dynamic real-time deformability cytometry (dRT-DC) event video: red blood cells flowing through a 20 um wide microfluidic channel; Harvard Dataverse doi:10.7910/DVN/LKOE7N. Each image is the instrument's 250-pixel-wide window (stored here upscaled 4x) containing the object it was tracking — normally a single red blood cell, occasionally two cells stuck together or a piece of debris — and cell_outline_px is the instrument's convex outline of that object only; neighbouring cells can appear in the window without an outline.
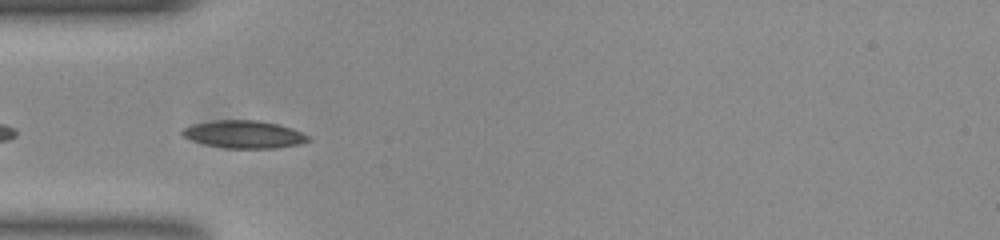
{"species": "common noctule bat (a hibernating species)", "species_latin": "Nyctalus noctula", "temperature_condition": "room temperature", "stored_images_in_passage": 41, "camera_frame_rate_fps": 3000, "um_per_image_px": 0.085, "animal": {"sex": "female", "body_mass_g": 23.0, "forearm_length_mm": 53.4}, "frame": {"image": 1, "passage_image": 4, "time_ms": 1.0, "image_size_px": [1000, 240], "cell_outline_px": [[312, 140], [300, 144], [276, 148], [224, 148], [192, 140], [184, 136], [180, 132], [184, 128], [192, 124], [216, 120], [256, 120], [276, 124], [292, 128], [308, 136]], "centroid_in_image_um": [20.76, 11.42], "position_along_channel_um": 64.2, "area_um2": 20.06}}
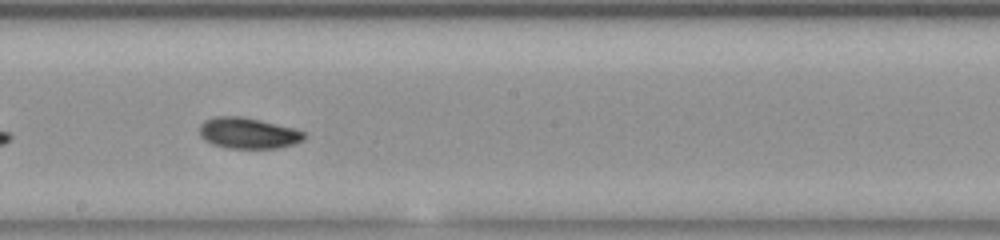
{"frame": {"image": 2, "passage_image": 17, "time_ms": 5.333, "image_size_px": [1000, 240], "cell_outline_px": [[308, 136], [304, 140], [292, 144], [276, 148], [228, 148], [212, 144], [204, 140], [200, 136], [200, 124], [204, 120], [216, 116], [240, 116], [260, 120], [296, 128], [304, 132]], "centroid_in_image_um": [21.1, 11.31], "position_along_channel_um": 227.1, "area_um2": 19.02}}
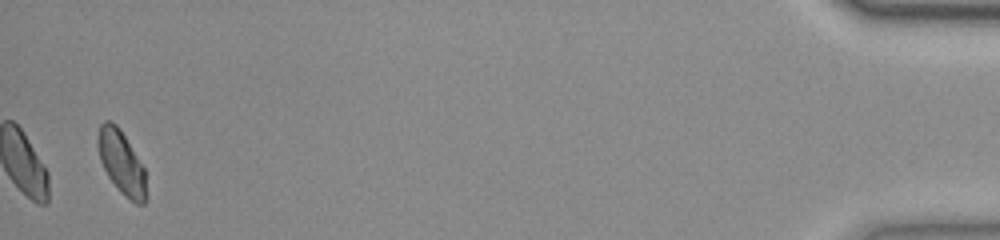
{"frame": {"image": 3, "passage_image": 40, "time_ms": 13.0, "image_size_px": [1000, 240], "cell_outline_px": [[148, 196], [144, 204], [136, 204], [108, 176], [100, 160], [96, 144], [96, 140], [100, 124], [104, 120], [112, 120], [120, 128], [144, 168]], "centroid_in_image_um": [10.32, 13.75], "position_along_channel_um": 424.9, "area_um2": 17.74}, "authors_computed_cell_mechanics": {"area_um2": 18.4382, "velocity_mm_per_s": 3.766, "shape_relaxation_time_tau1_ms": 3.307, "shape_relaxation_time_tau2_ms": 8.525, "deformation_change_tau1": 0.1284, "deformation_change_tau2": 0.1257}}